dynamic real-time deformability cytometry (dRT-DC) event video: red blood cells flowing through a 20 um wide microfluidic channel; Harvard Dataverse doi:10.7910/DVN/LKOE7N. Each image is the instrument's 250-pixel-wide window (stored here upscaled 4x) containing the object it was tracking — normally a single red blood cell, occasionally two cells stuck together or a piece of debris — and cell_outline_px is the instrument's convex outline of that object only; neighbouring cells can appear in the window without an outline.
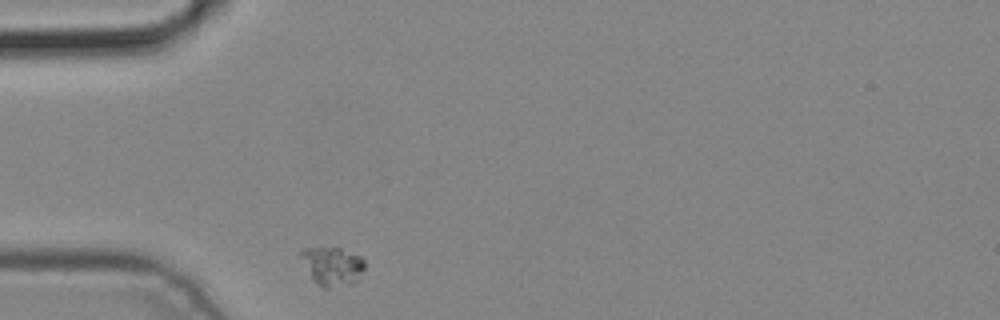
{"species": "common noctule bat (a hibernating species)", "species_latin": "Nyctalus noctula", "temperature_condition": "cold", "stored_images_in_passage": 1, "camera_frame_rate_fps": 3000, "um_per_image_px": 0.085, "animal": {"sex": "male", "body_mass_g": 19.2, "forearm_length_mm": 51.8}, "frame": {"image": 1, "passage_image": 1, "time_ms": 0.0, "image_size_px": [1000, 320], "cell_outline_px": [[364, 268], [360, 280], [352, 284], [328, 288], [324, 288], [316, 284], [312, 280], [300, 256], [300, 252], [304, 248], [340, 248], [360, 256], [364, 260]], "centroid_in_image_um": [28.27, 22.65], "position_along_channel_um": 56.7, "area_um2": 14.45}}